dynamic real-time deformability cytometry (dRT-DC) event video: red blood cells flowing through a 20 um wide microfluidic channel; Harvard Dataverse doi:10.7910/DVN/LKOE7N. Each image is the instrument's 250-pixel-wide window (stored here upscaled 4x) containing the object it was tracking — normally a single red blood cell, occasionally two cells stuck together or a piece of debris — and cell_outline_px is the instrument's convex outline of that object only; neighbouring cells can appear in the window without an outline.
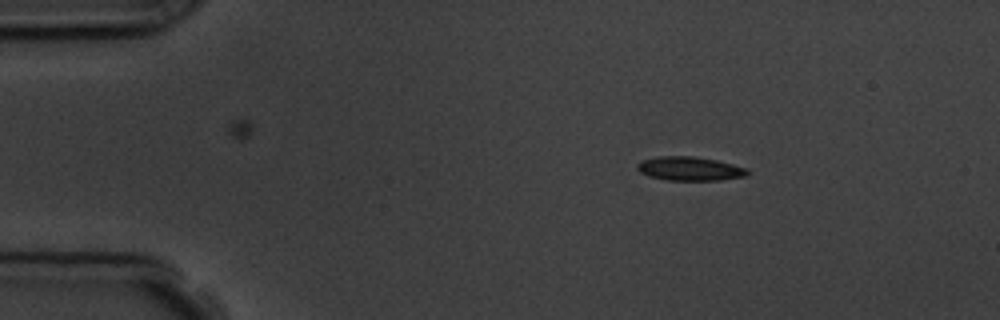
{"species": "common noctule bat (a hibernating species)", "species_latin": "Nyctalus noctula", "temperature_condition": "room temperature", "stored_images_in_passage": 4, "segment_of_instrument_passage": [1, 2], "camera_frame_rate_fps": 3000, "um_per_image_px": 0.085, "animal": {"sex": "male", "body_mass_g": 19.5, "forearm_length_mm": 54.6}, "frame": {"image": 1, "passage_image": 1, "time_ms": 0.0, "image_size_px": [1000, 320], "cell_outline_px": [[752, 172], [748, 176], [720, 180], [664, 180], [648, 176], [640, 172], [636, 168], [636, 164], [644, 160], [656, 156], [692, 156], [716, 160], [748, 168]], "centroid_in_image_um": [58.66, 14.34], "position_along_channel_um": 26.3, "area_um2": 15.55}}